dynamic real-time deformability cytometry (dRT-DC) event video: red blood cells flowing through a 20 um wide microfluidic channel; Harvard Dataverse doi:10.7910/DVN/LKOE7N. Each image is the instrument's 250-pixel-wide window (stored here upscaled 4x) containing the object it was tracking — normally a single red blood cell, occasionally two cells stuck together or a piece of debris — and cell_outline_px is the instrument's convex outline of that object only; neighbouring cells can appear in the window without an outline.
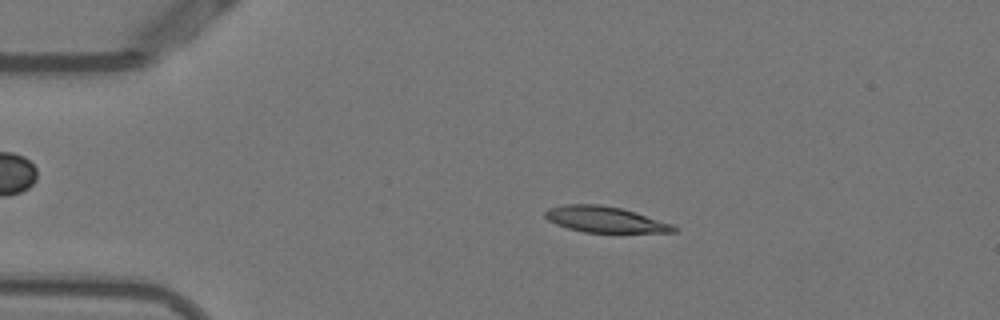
{"species": "Egyptian fruit bat (a non-hibernating species)", "species_latin": "Rousettus aegyptiacus", "temperature_condition": "warm", "stored_images_in_passage": 48, "camera_frame_rate_fps": 3000, "um_per_image_px": 0.085, "animal": {"sex": "female"}, "frame": {"image": 1, "passage_image": 6, "time_ms": 1.667, "image_size_px": [1000, 320], "cell_outline_px": [[676, 232], [584, 232], [568, 228], [556, 224], [548, 220], [544, 216], [544, 212], [548, 208], [564, 204], [600, 204], [620, 208], [636, 212], [672, 224], [676, 228]], "centroid_in_image_um": [51.38, 18.64], "position_along_channel_um": 33.6, "area_um2": 19.31}}
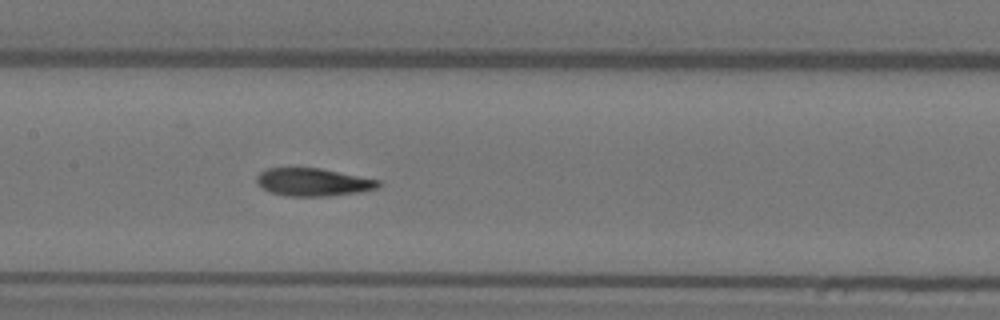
{"frame": {"image": 2, "passage_image": 21, "time_ms": 6.667, "image_size_px": [1000, 320], "cell_outline_px": [[380, 184], [376, 188], [360, 192], [328, 196], [288, 196], [272, 192], [256, 184], [256, 176], [260, 172], [268, 168], [320, 168], [380, 180]], "centroid_in_image_um": [26.6, 15.48], "position_along_channel_um": 180.8, "area_um2": 19.59}}
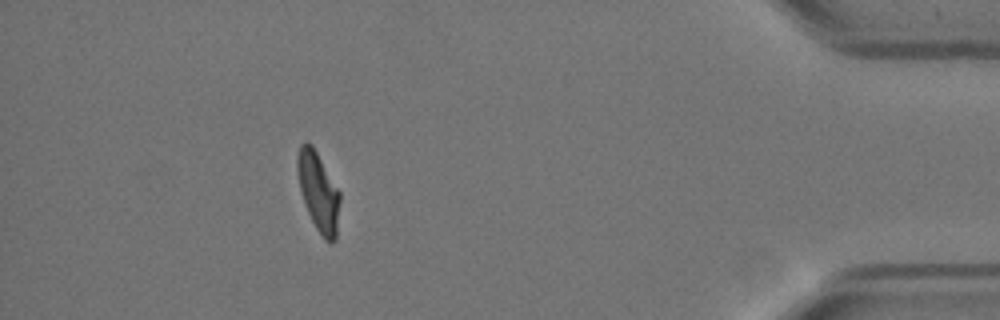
{"frame": {"image": 3, "passage_image": 43, "time_ms": 14.0, "image_size_px": [1000, 320], "cell_outline_px": [[340, 200], [336, 240], [332, 244], [328, 244], [324, 240], [316, 228], [304, 204], [300, 188], [296, 168], [296, 156], [300, 144], [304, 140], [312, 144], [340, 192]], "centroid_in_image_um": [27.05, 16.3], "position_along_channel_um": 408.1, "area_um2": 19.83}, "authors_computed_cell_mechanics": {"area_um2": 20.2011, "velocity_mm_per_s": 3.8344, "shape_relaxation_time_tau1_ms": 6.1783, "shape_relaxation_time_tau2_ms": 1.9689, "deformation_change_tau1": 0.234, "deformation_change_tau2": 0.0887}}